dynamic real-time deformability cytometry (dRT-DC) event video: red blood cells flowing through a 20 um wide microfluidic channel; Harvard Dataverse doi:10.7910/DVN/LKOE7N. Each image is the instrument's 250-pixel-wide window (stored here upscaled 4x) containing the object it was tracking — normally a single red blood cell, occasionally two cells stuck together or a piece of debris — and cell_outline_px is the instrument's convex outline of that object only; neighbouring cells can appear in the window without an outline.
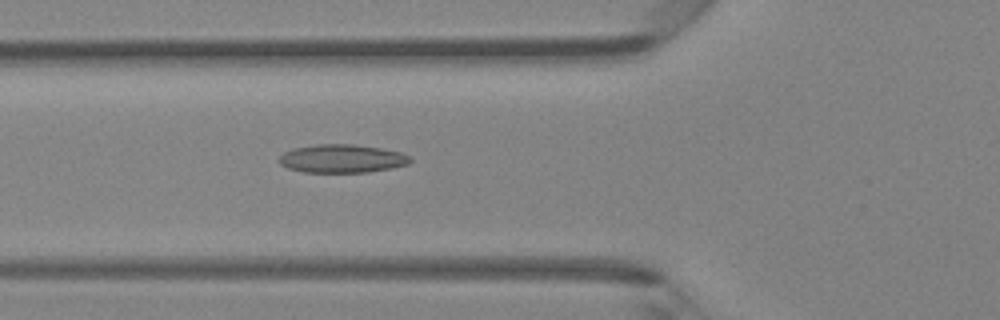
{"species": "Egyptian fruit bat (a non-hibernating species)", "species_latin": "Rousettus aegyptiacus", "temperature_condition": "room temperature", "stored_images_in_passage": 34, "camera_frame_rate_fps": 3000, "um_per_image_px": 0.085, "animal": {"sex": "female"}, "frame": {"image": 1, "passage_image": 4, "time_ms": 1.0, "image_size_px": [1000, 320], "cell_outline_px": [[412, 160], [408, 164], [392, 168], [368, 172], [304, 172], [288, 168], [280, 164], [280, 156], [284, 152], [292, 148], [320, 144], [352, 144], [380, 148], [400, 152], [408, 156]], "centroid_in_image_um": [29.06, 13.48], "position_along_channel_um": 96.7, "area_um2": 21.5}}
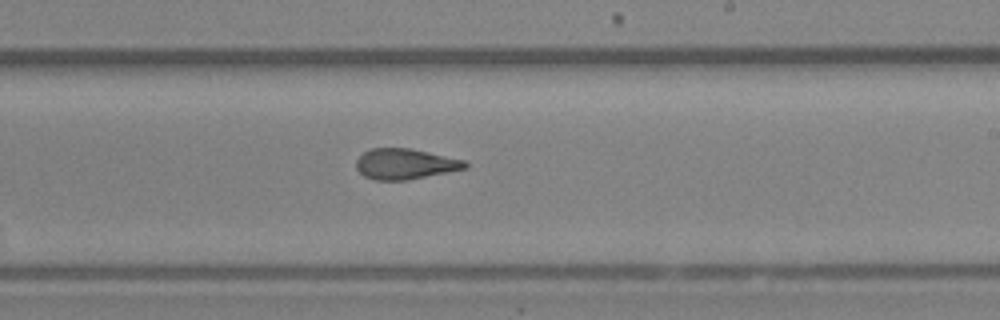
{"frame": {"image": 2, "passage_image": 15, "time_ms": 4.667, "image_size_px": [1000, 320], "cell_outline_px": [[468, 168], [408, 180], [376, 180], [364, 176], [356, 168], [356, 160], [364, 152], [372, 148], [408, 148], [428, 152], [464, 160], [468, 164]], "centroid_in_image_um": [34.43, 13.94], "position_along_channel_um": 254.6, "area_um2": 19.31}}
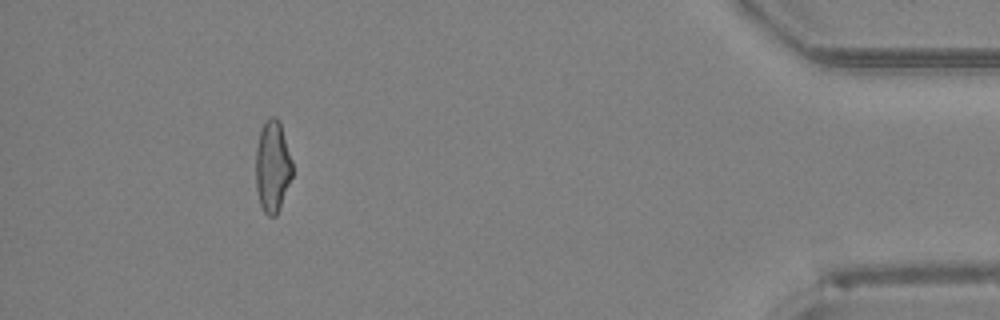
{"frame": {"image": 3, "passage_image": 30, "time_ms": 9.667, "image_size_px": [1000, 320], "cell_outline_px": [[292, 176], [280, 208], [276, 216], [268, 216], [264, 212], [260, 204], [256, 188], [256, 148], [260, 128], [268, 116], [276, 116], [280, 120], [292, 160]], "centroid_in_image_um": [23.16, 14.11], "position_along_channel_um": 412.0, "area_um2": 19.83}, "authors_computed_cell_mechanics": {"area_um2": 19.8832, "velocity_mm_per_s": 4.322, "shape_relaxation_time_tau1_ms": null, "shape_relaxation_time_tau2_ms": 1.797, "deformation_change_tau1": null, "deformation_change_tau2": 0.0995}}